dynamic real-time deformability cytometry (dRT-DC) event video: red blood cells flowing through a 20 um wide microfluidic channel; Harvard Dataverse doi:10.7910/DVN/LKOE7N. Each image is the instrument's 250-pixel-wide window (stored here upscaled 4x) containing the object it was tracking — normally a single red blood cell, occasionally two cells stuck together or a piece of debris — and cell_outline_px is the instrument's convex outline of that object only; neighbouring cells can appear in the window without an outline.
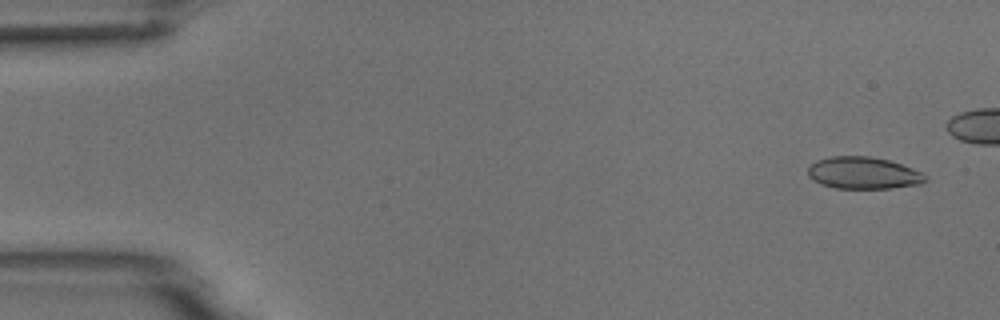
{"species": "common noctule bat (a hibernating species)", "species_latin": "Nyctalus noctula", "temperature_condition": "room temperature", "stored_images_in_passage": 8, "camera_frame_rate_fps": 3000, "um_per_image_px": 0.085, "animal": {"sex": "male", "body_mass_g": 18.8}, "frame": {"image": 1, "passage_image": 1, "time_ms": 0.0, "image_size_px": [1000, 320], "cell_outline_px": [[928, 180], [920, 184], [892, 188], [836, 188], [820, 184], [812, 180], [808, 176], [808, 168], [816, 160], [828, 156], [868, 156], [888, 160], [924, 172], [928, 176]], "centroid_in_image_um": [73.4, 14.7], "position_along_channel_um": 11.6, "area_um2": 22.08}}